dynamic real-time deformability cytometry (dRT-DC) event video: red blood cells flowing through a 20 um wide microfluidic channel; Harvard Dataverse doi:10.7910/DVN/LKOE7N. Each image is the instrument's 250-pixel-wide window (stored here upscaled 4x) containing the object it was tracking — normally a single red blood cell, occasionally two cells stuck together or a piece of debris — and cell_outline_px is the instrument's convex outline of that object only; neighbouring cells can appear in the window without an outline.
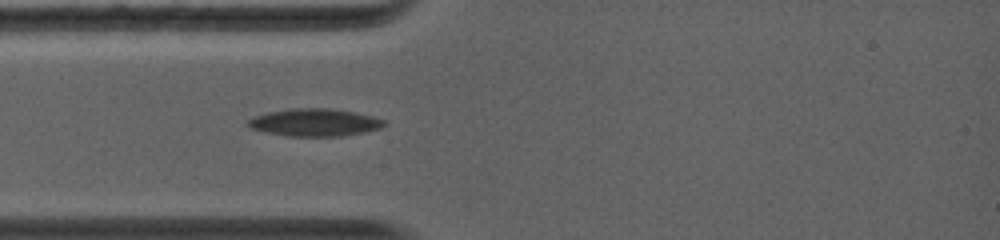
{"species": "common noctule bat (a hibernating species)", "species_latin": "Nyctalus noctula", "temperature_condition": "warm", "stored_images_in_passage": 24, "camera_frame_rate_fps": 5000, "um_per_image_px": 0.085, "animal": {"sex": "female", "body_mass_g": 19.0, "forearm_length_mm": 56.7}, "frame": {"image": 1, "passage_image": 4, "time_ms": 2.0, "image_size_px": [1000, 240], "cell_outline_px": [[384, 124], [380, 128], [364, 132], [340, 136], [288, 136], [268, 132], [252, 128], [248, 124], [248, 120], [256, 116], [268, 112], [288, 108], [332, 108], [372, 116], [384, 120]], "centroid_in_image_um": [26.75, 10.4], "position_along_channel_um": 58.2, "area_um2": 21.5}}
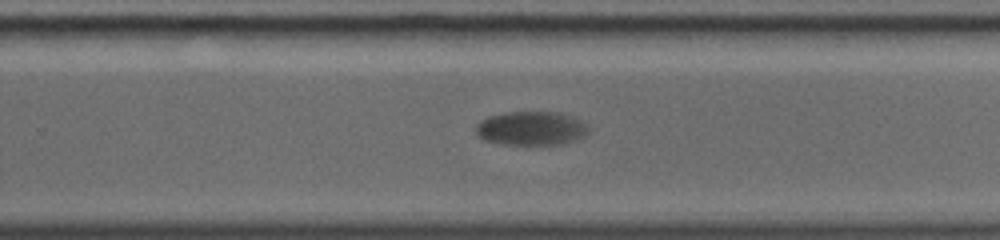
{"frame": {"image": 2, "passage_image": 13, "time_ms": 7.6, "image_size_px": [1000, 240], "cell_outline_px": [[588, 132], [584, 136], [576, 140], [564, 144], [500, 144], [484, 140], [476, 132], [476, 124], [480, 120], [488, 116], [504, 112], [560, 112], [572, 116], [588, 124]], "centroid_in_image_um": [45.16, 10.9], "position_along_channel_um": 284.6, "area_um2": 22.43}}
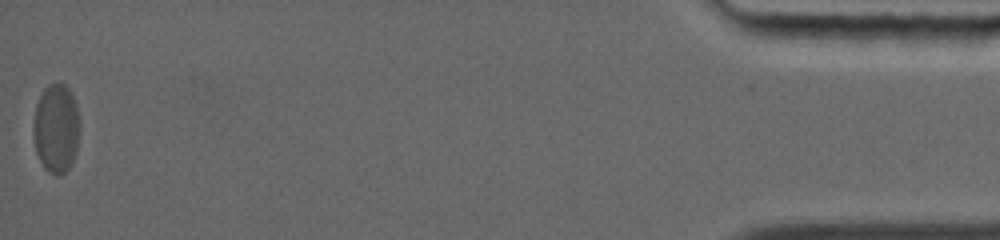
{"frame": {"image": 3, "passage_image": 24, "time_ms": 14.6, "image_size_px": [1000, 240], "cell_outline_px": [[80, 128], [76, 152], [72, 164], [60, 176], [56, 176], [48, 172], [44, 168], [36, 152], [32, 136], [32, 128], [36, 104], [44, 88], [48, 84], [56, 80], [64, 84], [72, 92], [76, 104], [80, 124]], "centroid_in_image_um": [4.77, 10.89], "position_along_channel_um": 430.4, "area_um2": 24.74}, "authors_computed_cell_mechanics": {"area_um2": 22.9177, "velocity_mm_per_s": 4.0404, "shape_relaxation_time_tau1_ms": 2.9046, "shape_relaxation_time_tau2_ms": null, "deformation_change_tau1": 0.1055, "deformation_change_tau2": null}}